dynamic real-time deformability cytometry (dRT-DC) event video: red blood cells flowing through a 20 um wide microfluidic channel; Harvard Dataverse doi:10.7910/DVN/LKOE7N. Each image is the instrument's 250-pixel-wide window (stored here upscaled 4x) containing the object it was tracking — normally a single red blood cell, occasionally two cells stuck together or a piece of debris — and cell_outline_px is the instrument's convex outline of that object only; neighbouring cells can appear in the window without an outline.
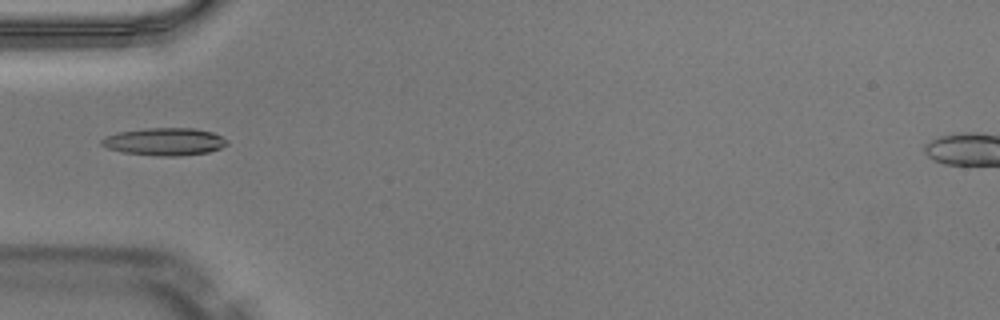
{"species": "Egyptian fruit bat (a non-hibernating species)", "species_latin": "Rousettus aegyptiacus", "temperature_condition": "warm", "stored_images_in_passage": 30, "camera_frame_rate_fps": 3000, "um_per_image_px": 0.085, "animal": {"sex": "male"}, "frame": {"image": 1, "passage_image": 1, "time_ms": 0.0, "image_size_px": [1000, 320], "cell_outline_px": [[228, 144], [220, 148], [208, 152], [180, 156], [156, 156], [124, 152], [108, 148], [100, 144], [100, 140], [104, 136], [120, 132], [148, 128], [196, 128], [212, 132], [228, 140]], "centroid_in_image_um": [13.99, 12.04], "position_along_channel_um": 71.0, "area_um2": 20.11}}
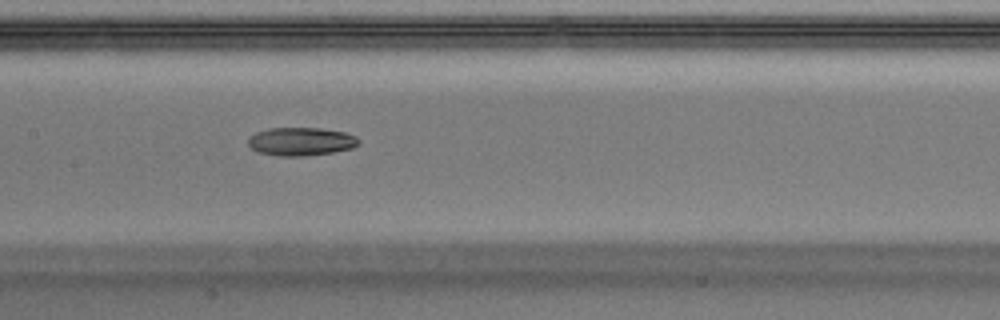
{"frame": {"image": 2, "passage_image": 9, "time_ms": 2.667, "image_size_px": [1000, 320], "cell_outline_px": [[360, 140], [352, 148], [332, 152], [304, 156], [280, 156], [260, 152], [252, 148], [248, 144], [248, 140], [256, 132], [268, 128], [320, 128], [344, 132], [356, 136]], "centroid_in_image_um": [25.59, 12.02], "position_along_channel_um": 181.8, "area_um2": 17.98}}